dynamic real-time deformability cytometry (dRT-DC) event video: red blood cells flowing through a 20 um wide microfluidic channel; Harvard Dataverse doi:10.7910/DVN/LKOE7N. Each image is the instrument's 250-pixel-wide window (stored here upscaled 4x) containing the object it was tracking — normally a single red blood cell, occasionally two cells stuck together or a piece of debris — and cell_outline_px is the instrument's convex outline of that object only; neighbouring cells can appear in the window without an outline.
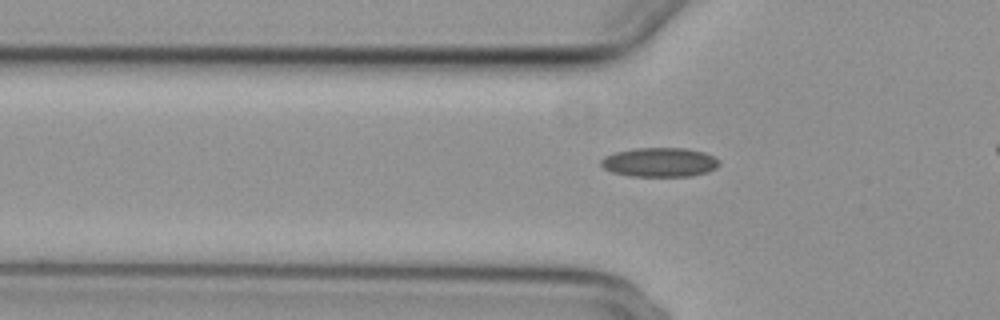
{"species": "common noctule bat (a hibernating species)", "species_latin": "Nyctalus noctula", "temperature_condition": "cold", "stored_images_in_passage": 39, "camera_frame_rate_fps": 3000, "um_per_image_px": 0.085, "animal": {"sex": "female", "body_mass_g": 29.2, "forearm_length_mm": 56.3}, "frame": {"image": 1, "passage_image": 11, "time_ms": 3.333, "image_size_px": [1000, 320], "cell_outline_px": [[720, 164], [716, 168], [708, 172], [692, 176], [632, 176], [612, 172], [604, 168], [600, 164], [600, 160], [604, 156], [616, 152], [636, 148], [684, 148], [704, 152], [720, 160]], "centroid_in_image_um": [56.08, 13.79], "position_along_channel_um": 69.7, "area_um2": 20.17}}
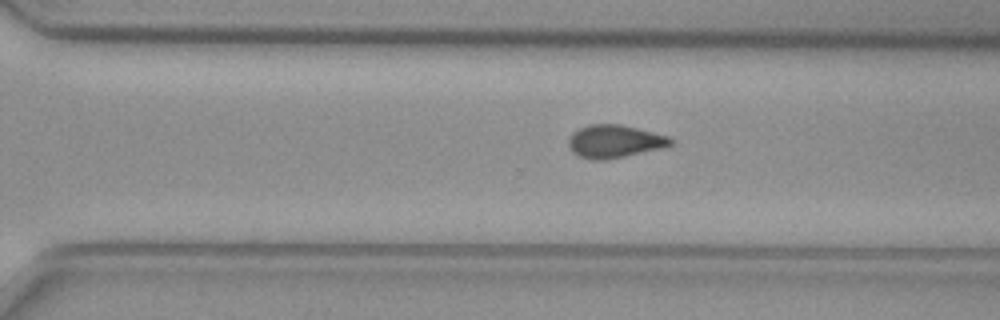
{"frame": {"image": 2, "passage_image": 31, "time_ms": 10.0, "image_size_px": [1000, 320], "cell_outline_px": [[672, 144], [660, 148], [604, 160], [592, 160], [580, 156], [572, 152], [568, 144], [568, 140], [580, 128], [588, 124], [620, 124], [668, 136], [672, 140]], "centroid_in_image_um": [52.21, 12.01], "position_along_channel_um": 318.4, "area_um2": 19.07}}
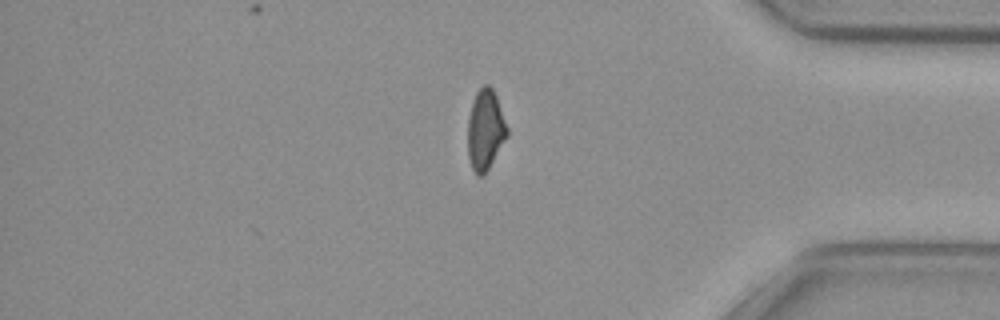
{"frame": {"image": 3, "passage_image": 39, "time_ms": 12.667, "image_size_px": [1000, 320], "cell_outline_px": [[508, 136], [484, 176], [476, 176], [472, 168], [468, 156], [468, 120], [472, 100], [476, 92], [484, 84], [488, 84], [492, 88], [496, 96], [508, 128]], "centroid_in_image_um": [41.25, 11.05], "position_along_channel_um": 393.9, "area_um2": 18.55}, "authors_computed_cell_mechanics": {"area_um2": 19.4786, "velocity_mm_per_s": 3.7345, "shape_relaxation_time_tau1_ms": null, "shape_relaxation_time_tau2_ms": 3.4461, "deformation_change_tau1": null, "deformation_change_tau2": 0.0824}}